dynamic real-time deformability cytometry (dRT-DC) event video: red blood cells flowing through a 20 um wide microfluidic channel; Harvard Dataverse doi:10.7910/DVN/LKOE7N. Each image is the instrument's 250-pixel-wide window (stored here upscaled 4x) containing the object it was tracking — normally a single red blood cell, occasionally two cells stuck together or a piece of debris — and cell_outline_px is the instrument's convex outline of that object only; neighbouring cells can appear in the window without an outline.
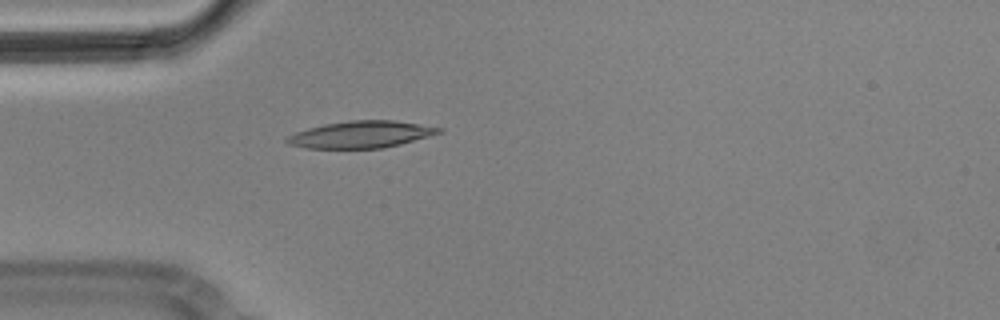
{"species": "Egyptian fruit bat (a non-hibernating species)", "species_latin": "Rousettus aegyptiacus", "temperature_condition": "cold", "stored_images_in_passage": 1, "camera_frame_rate_fps": 3000, "um_per_image_px": 0.085, "animal": {"sex": "male"}, "frame": {"image": 1, "passage_image": 1, "time_ms": 0.0, "image_size_px": [1000, 320], "cell_outline_px": [[444, 132], [400, 144], [384, 148], [304, 148], [288, 144], [284, 140], [288, 136], [296, 132], [308, 128], [324, 124], [348, 120], [392, 120], [444, 128]], "centroid_in_image_um": [30.68, 11.43], "position_along_channel_um": 54.3, "area_um2": 23.81}}